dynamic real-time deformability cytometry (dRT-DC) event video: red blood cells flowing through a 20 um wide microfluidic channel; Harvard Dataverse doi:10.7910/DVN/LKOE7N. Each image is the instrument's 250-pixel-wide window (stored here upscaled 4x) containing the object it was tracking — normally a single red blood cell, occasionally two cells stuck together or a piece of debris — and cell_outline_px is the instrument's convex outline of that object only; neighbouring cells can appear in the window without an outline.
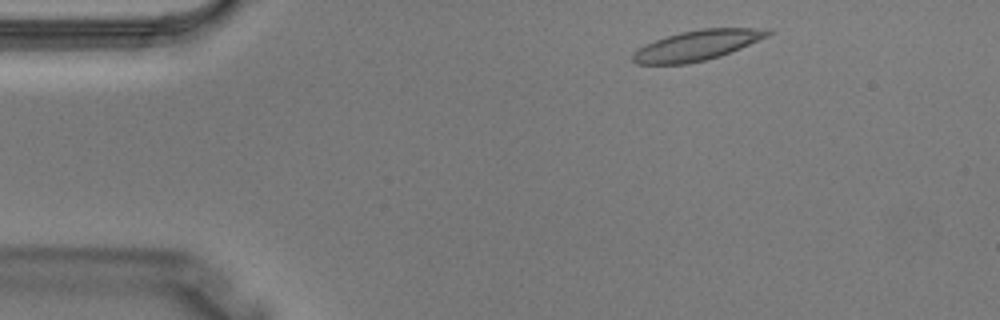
{"species": "Egyptian fruit bat (a non-hibernating species)", "species_latin": "Rousettus aegyptiacus", "temperature_condition": "warm", "stored_images_in_passage": 3, "segment_of_instrument_passage": [2, 2], "camera_frame_rate_fps": 3000, "um_per_image_px": 0.085, "animal": {"sex": "male"}, "frame": {"image": 1, "passage_image": 3, "time_ms": 0.667, "image_size_px": [1000, 320], "cell_outline_px": [[772, 32], [768, 36], [740, 48], [720, 56], [688, 64], [636, 64], [632, 60], [632, 52], [656, 40], [680, 32], [704, 28], [764, 28]], "centroid_in_image_um": [59.24, 3.86], "position_along_channel_um": 25.8, "area_um2": 23.41}}